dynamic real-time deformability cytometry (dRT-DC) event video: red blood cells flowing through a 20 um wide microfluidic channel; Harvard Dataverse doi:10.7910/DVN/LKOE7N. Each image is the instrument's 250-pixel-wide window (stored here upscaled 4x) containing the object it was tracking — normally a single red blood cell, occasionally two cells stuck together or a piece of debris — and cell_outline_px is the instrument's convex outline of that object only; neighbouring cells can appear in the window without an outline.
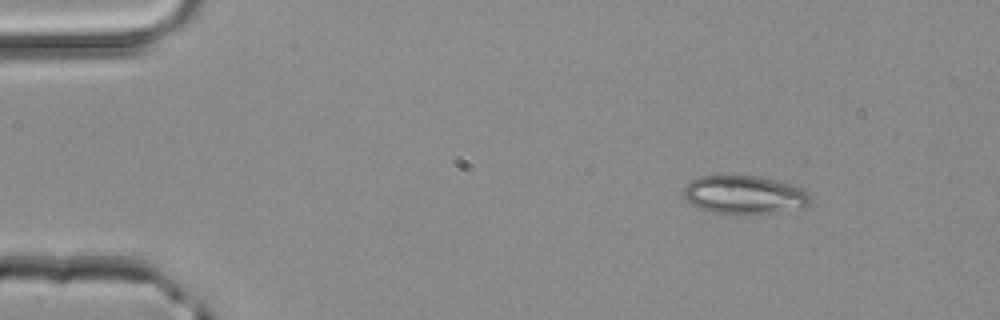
{"species": "common noctule bat (a hibernating species)", "species_latin": "Nyctalus noctula", "temperature_condition": "room temperature", "stored_images_in_passage": 3, "camera_frame_rate_fps": 3000, "um_per_image_px": 0.085, "animal": {"sex": "male", "body_mass_g": 20.4}, "frame": {"image": 1, "passage_image": 1, "time_ms": 0.0, "image_size_px": [1000, 320], "cell_outline_px": [[808, 204], [804, 208], [776, 212], [712, 212], [700, 208], [692, 204], [684, 196], [684, 188], [692, 180], [700, 176], [760, 176], [792, 184], [804, 188], [808, 196]], "centroid_in_image_um": [63.29, 16.53], "position_along_channel_um": 21.7, "area_um2": 27.63}}